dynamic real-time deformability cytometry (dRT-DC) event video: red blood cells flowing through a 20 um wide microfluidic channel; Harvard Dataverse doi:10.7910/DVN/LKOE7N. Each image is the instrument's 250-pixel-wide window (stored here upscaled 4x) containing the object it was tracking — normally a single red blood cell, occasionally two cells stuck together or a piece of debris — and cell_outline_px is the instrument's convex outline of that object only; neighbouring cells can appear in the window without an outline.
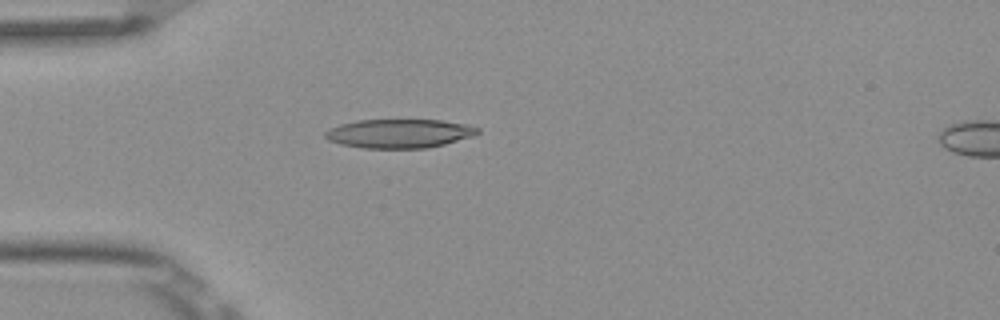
{"species": "Egyptian fruit bat (a non-hibernating species)", "species_latin": "Rousettus aegyptiacus", "temperature_condition": "room temperature", "stored_images_in_passage": 4, "camera_frame_rate_fps": 3000, "um_per_image_px": 0.085, "frame": {"image": 1, "passage_image": 4, "time_ms": 1.0, "image_size_px": [1000, 320], "cell_outline_px": [[480, 132], [472, 136], [444, 144], [428, 148], [364, 148], [340, 144], [328, 140], [324, 136], [324, 132], [340, 124], [360, 120], [440, 120], [464, 124], [480, 128]], "centroid_in_image_um": [33.93, 11.35], "position_along_channel_um": 51.1, "area_um2": 25.49}}